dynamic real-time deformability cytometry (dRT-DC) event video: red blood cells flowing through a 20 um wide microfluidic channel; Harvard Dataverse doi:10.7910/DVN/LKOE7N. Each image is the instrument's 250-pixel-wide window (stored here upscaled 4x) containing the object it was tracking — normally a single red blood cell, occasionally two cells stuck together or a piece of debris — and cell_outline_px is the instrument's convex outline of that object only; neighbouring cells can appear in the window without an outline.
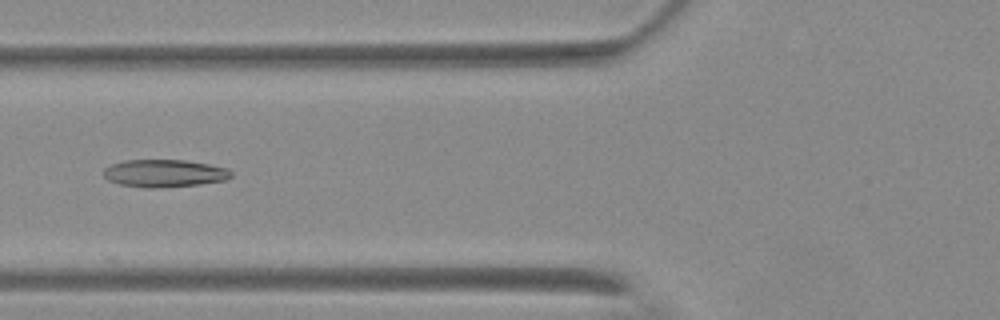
{"species": "Egyptian fruit bat (a non-hibernating species)", "species_latin": "Rousettus aegyptiacus", "temperature_condition": "warm", "stored_images_in_passage": 10, "camera_frame_rate_fps": 3000, "um_per_image_px": 0.085, "animal": {"sex": "female"}, "frame": {"image": 1, "passage_image": 6, "time_ms": 6.333, "image_size_px": [1000, 320], "cell_outline_px": [[232, 176], [224, 180], [200, 184], [156, 188], [144, 188], [120, 184], [108, 180], [104, 176], [104, 168], [112, 164], [124, 160], [184, 160], [208, 164], [228, 168], [232, 172]], "centroid_in_image_um": [13.96, 14.73], "position_along_channel_um": 111.8, "area_um2": 20.46}}
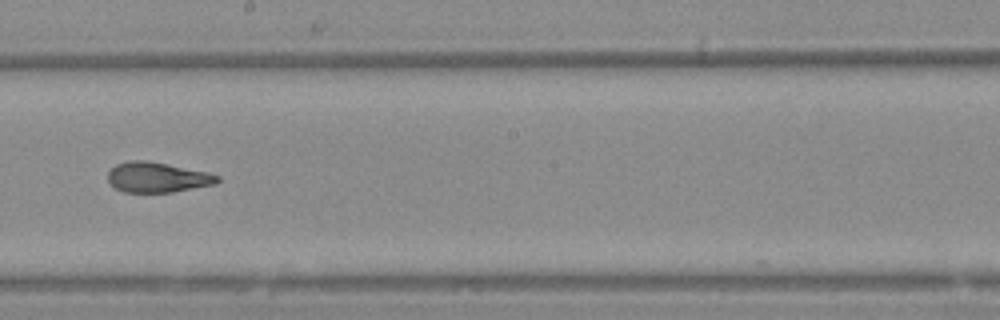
{"frame": {"image": 2, "passage_image": 9, "time_ms": 9.667, "image_size_px": [1000, 320], "cell_outline_px": [[220, 180], [216, 184], [172, 192], [124, 192], [116, 188], [108, 180], [108, 172], [116, 164], [132, 160], [144, 160], [208, 172], [220, 176]], "centroid_in_image_um": [13.39, 15.07], "position_along_channel_um": 234.8, "area_um2": 19.07}}
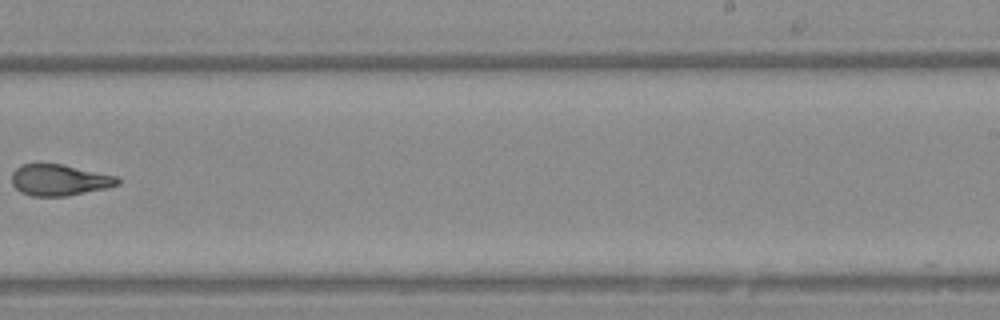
{"frame": {"image": 3, "passage_image": 10, "time_ms": 11.0, "image_size_px": [1000, 320], "cell_outline_px": [[120, 184], [108, 188], [68, 196], [32, 196], [20, 192], [12, 184], [12, 172], [20, 164], [64, 164], [116, 176], [120, 180]], "centroid_in_image_um": [5.05, 15.3], "position_along_channel_um": 283.9, "area_um2": 19.42}}